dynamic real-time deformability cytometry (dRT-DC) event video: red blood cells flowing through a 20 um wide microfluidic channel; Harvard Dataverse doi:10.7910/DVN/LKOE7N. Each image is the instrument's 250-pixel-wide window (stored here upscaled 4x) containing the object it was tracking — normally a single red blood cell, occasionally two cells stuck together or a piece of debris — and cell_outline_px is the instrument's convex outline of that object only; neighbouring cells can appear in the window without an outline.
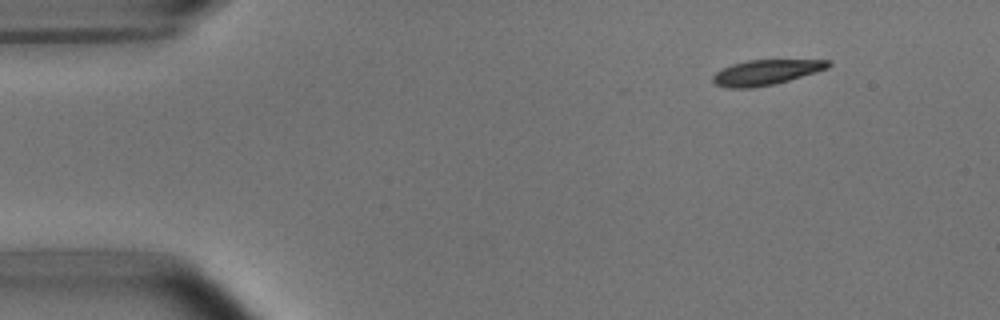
{"species": "common noctule bat (a hibernating species)", "species_latin": "Nyctalus noctula", "temperature_condition": "room temperature", "stored_images_in_passage": 5, "camera_frame_rate_fps": 3000, "um_per_image_px": 0.085, "animal": {"sex": "male", "body_mass_g": 15.6}, "frame": {"image": 1, "passage_image": 1, "time_ms": 0.0, "image_size_px": [1000, 320], "cell_outline_px": [[832, 64], [828, 68], [816, 72], [788, 80], [772, 84], [752, 88], [728, 88], [716, 84], [712, 80], [712, 76], [720, 68], [732, 64], [748, 60], [832, 60]], "centroid_in_image_um": [65.09, 6.14], "position_along_channel_um": 19.9, "area_um2": 16.88}}
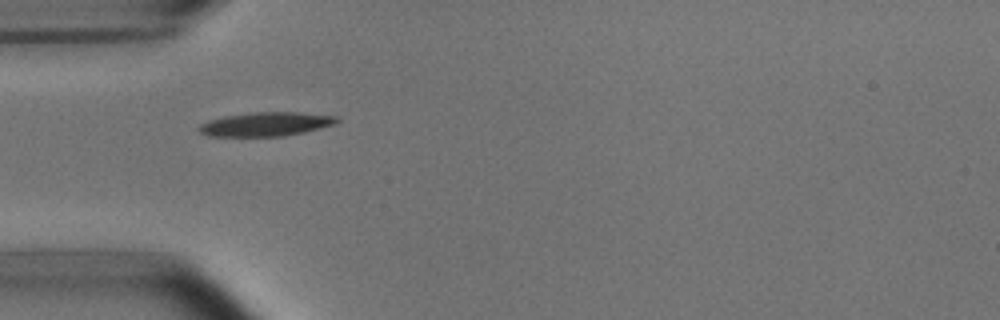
{"frame": {"image": 2, "passage_image": 4, "time_ms": 3.333, "image_size_px": [1000, 320], "cell_outline_px": [[340, 120], [336, 124], [304, 132], [284, 136], [208, 136], [200, 132], [196, 128], [200, 124], [208, 120], [224, 116], [252, 112], [300, 112], [336, 116]], "centroid_in_image_um": [22.59, 10.55], "position_along_channel_um": 62.4, "area_um2": 19.36}}